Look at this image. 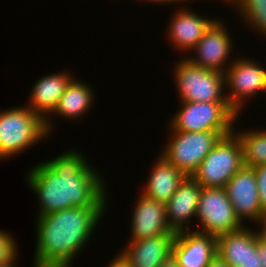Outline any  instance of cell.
<instances>
[{
  "label": "cell",
  "mask_w": 266,
  "mask_h": 267,
  "mask_svg": "<svg viewBox=\"0 0 266 267\" xmlns=\"http://www.w3.org/2000/svg\"><path fill=\"white\" fill-rule=\"evenodd\" d=\"M17 244L9 233L0 230V265L10 263L17 258Z\"/></svg>",
  "instance_id": "cell-23"
},
{
  "label": "cell",
  "mask_w": 266,
  "mask_h": 267,
  "mask_svg": "<svg viewBox=\"0 0 266 267\" xmlns=\"http://www.w3.org/2000/svg\"><path fill=\"white\" fill-rule=\"evenodd\" d=\"M106 208L72 207L38 216L34 265L72 267Z\"/></svg>",
  "instance_id": "cell-2"
},
{
  "label": "cell",
  "mask_w": 266,
  "mask_h": 267,
  "mask_svg": "<svg viewBox=\"0 0 266 267\" xmlns=\"http://www.w3.org/2000/svg\"><path fill=\"white\" fill-rule=\"evenodd\" d=\"M34 267H65V266H37V265H34Z\"/></svg>",
  "instance_id": "cell-32"
},
{
  "label": "cell",
  "mask_w": 266,
  "mask_h": 267,
  "mask_svg": "<svg viewBox=\"0 0 266 267\" xmlns=\"http://www.w3.org/2000/svg\"><path fill=\"white\" fill-rule=\"evenodd\" d=\"M231 5L249 26L266 36V0H235Z\"/></svg>",
  "instance_id": "cell-22"
},
{
  "label": "cell",
  "mask_w": 266,
  "mask_h": 267,
  "mask_svg": "<svg viewBox=\"0 0 266 267\" xmlns=\"http://www.w3.org/2000/svg\"><path fill=\"white\" fill-rule=\"evenodd\" d=\"M175 65L174 78L179 101L228 102L223 73L194 65L186 56Z\"/></svg>",
  "instance_id": "cell-6"
},
{
  "label": "cell",
  "mask_w": 266,
  "mask_h": 267,
  "mask_svg": "<svg viewBox=\"0 0 266 267\" xmlns=\"http://www.w3.org/2000/svg\"><path fill=\"white\" fill-rule=\"evenodd\" d=\"M196 217L200 228L195 231L214 237L244 226L236 217L224 187H202Z\"/></svg>",
  "instance_id": "cell-8"
},
{
  "label": "cell",
  "mask_w": 266,
  "mask_h": 267,
  "mask_svg": "<svg viewBox=\"0 0 266 267\" xmlns=\"http://www.w3.org/2000/svg\"><path fill=\"white\" fill-rule=\"evenodd\" d=\"M146 2H147V0H145ZM178 1L180 2L181 0H148V2H157V3H160V4H164V3H167V4H169V3H178Z\"/></svg>",
  "instance_id": "cell-30"
},
{
  "label": "cell",
  "mask_w": 266,
  "mask_h": 267,
  "mask_svg": "<svg viewBox=\"0 0 266 267\" xmlns=\"http://www.w3.org/2000/svg\"><path fill=\"white\" fill-rule=\"evenodd\" d=\"M257 254L259 256V266L266 267V245L258 240L257 237Z\"/></svg>",
  "instance_id": "cell-25"
},
{
  "label": "cell",
  "mask_w": 266,
  "mask_h": 267,
  "mask_svg": "<svg viewBox=\"0 0 266 267\" xmlns=\"http://www.w3.org/2000/svg\"><path fill=\"white\" fill-rule=\"evenodd\" d=\"M158 156L142 194L166 204L187 176L161 154Z\"/></svg>",
  "instance_id": "cell-19"
},
{
  "label": "cell",
  "mask_w": 266,
  "mask_h": 267,
  "mask_svg": "<svg viewBox=\"0 0 266 267\" xmlns=\"http://www.w3.org/2000/svg\"><path fill=\"white\" fill-rule=\"evenodd\" d=\"M243 166L242 144L233 132L218 141L191 177L201 187H225Z\"/></svg>",
  "instance_id": "cell-5"
},
{
  "label": "cell",
  "mask_w": 266,
  "mask_h": 267,
  "mask_svg": "<svg viewBox=\"0 0 266 267\" xmlns=\"http://www.w3.org/2000/svg\"><path fill=\"white\" fill-rule=\"evenodd\" d=\"M224 188L241 223L246 218L257 223L266 215L262 211L256 174L252 167L243 166Z\"/></svg>",
  "instance_id": "cell-10"
},
{
  "label": "cell",
  "mask_w": 266,
  "mask_h": 267,
  "mask_svg": "<svg viewBox=\"0 0 266 267\" xmlns=\"http://www.w3.org/2000/svg\"><path fill=\"white\" fill-rule=\"evenodd\" d=\"M93 93L88 84L74 78L67 85L53 113L69 119L83 117L94 104Z\"/></svg>",
  "instance_id": "cell-20"
},
{
  "label": "cell",
  "mask_w": 266,
  "mask_h": 267,
  "mask_svg": "<svg viewBox=\"0 0 266 267\" xmlns=\"http://www.w3.org/2000/svg\"><path fill=\"white\" fill-rule=\"evenodd\" d=\"M48 135L45 121L27 105L0 111V160L39 144Z\"/></svg>",
  "instance_id": "cell-3"
},
{
  "label": "cell",
  "mask_w": 266,
  "mask_h": 267,
  "mask_svg": "<svg viewBox=\"0 0 266 267\" xmlns=\"http://www.w3.org/2000/svg\"><path fill=\"white\" fill-rule=\"evenodd\" d=\"M138 199L133 210L130 241L133 242L158 235L177 234L169 226L165 204L144 194H141Z\"/></svg>",
  "instance_id": "cell-14"
},
{
  "label": "cell",
  "mask_w": 266,
  "mask_h": 267,
  "mask_svg": "<svg viewBox=\"0 0 266 267\" xmlns=\"http://www.w3.org/2000/svg\"><path fill=\"white\" fill-rule=\"evenodd\" d=\"M225 29L221 21L215 20L192 49L197 57L186 59L199 67L224 74L228 68L226 61L233 47L229 33Z\"/></svg>",
  "instance_id": "cell-11"
},
{
  "label": "cell",
  "mask_w": 266,
  "mask_h": 267,
  "mask_svg": "<svg viewBox=\"0 0 266 267\" xmlns=\"http://www.w3.org/2000/svg\"><path fill=\"white\" fill-rule=\"evenodd\" d=\"M62 153L28 171L27 182L40 204L38 216L72 207L107 206L105 181L99 171L79 151Z\"/></svg>",
  "instance_id": "cell-1"
},
{
  "label": "cell",
  "mask_w": 266,
  "mask_h": 267,
  "mask_svg": "<svg viewBox=\"0 0 266 267\" xmlns=\"http://www.w3.org/2000/svg\"><path fill=\"white\" fill-rule=\"evenodd\" d=\"M217 255L231 267H260L256 230L244 226L216 237Z\"/></svg>",
  "instance_id": "cell-12"
},
{
  "label": "cell",
  "mask_w": 266,
  "mask_h": 267,
  "mask_svg": "<svg viewBox=\"0 0 266 267\" xmlns=\"http://www.w3.org/2000/svg\"><path fill=\"white\" fill-rule=\"evenodd\" d=\"M227 1L228 3L232 4L235 0H224Z\"/></svg>",
  "instance_id": "cell-33"
},
{
  "label": "cell",
  "mask_w": 266,
  "mask_h": 267,
  "mask_svg": "<svg viewBox=\"0 0 266 267\" xmlns=\"http://www.w3.org/2000/svg\"><path fill=\"white\" fill-rule=\"evenodd\" d=\"M234 133L242 144L244 166L256 167L266 164V129Z\"/></svg>",
  "instance_id": "cell-21"
},
{
  "label": "cell",
  "mask_w": 266,
  "mask_h": 267,
  "mask_svg": "<svg viewBox=\"0 0 266 267\" xmlns=\"http://www.w3.org/2000/svg\"><path fill=\"white\" fill-rule=\"evenodd\" d=\"M207 267H231V266L216 254V256L211 260V262Z\"/></svg>",
  "instance_id": "cell-28"
},
{
  "label": "cell",
  "mask_w": 266,
  "mask_h": 267,
  "mask_svg": "<svg viewBox=\"0 0 266 267\" xmlns=\"http://www.w3.org/2000/svg\"><path fill=\"white\" fill-rule=\"evenodd\" d=\"M256 174L259 200L262 211L266 214V164L252 167Z\"/></svg>",
  "instance_id": "cell-24"
},
{
  "label": "cell",
  "mask_w": 266,
  "mask_h": 267,
  "mask_svg": "<svg viewBox=\"0 0 266 267\" xmlns=\"http://www.w3.org/2000/svg\"><path fill=\"white\" fill-rule=\"evenodd\" d=\"M201 191L202 187L187 176L165 204L167 221L175 233L191 230L192 226H187V221L192 217L196 218Z\"/></svg>",
  "instance_id": "cell-16"
},
{
  "label": "cell",
  "mask_w": 266,
  "mask_h": 267,
  "mask_svg": "<svg viewBox=\"0 0 266 267\" xmlns=\"http://www.w3.org/2000/svg\"><path fill=\"white\" fill-rule=\"evenodd\" d=\"M15 259L12 261V262H10V263H6V264H3V265H0V267H16V263H15ZM15 265V266H14Z\"/></svg>",
  "instance_id": "cell-31"
},
{
  "label": "cell",
  "mask_w": 266,
  "mask_h": 267,
  "mask_svg": "<svg viewBox=\"0 0 266 267\" xmlns=\"http://www.w3.org/2000/svg\"><path fill=\"white\" fill-rule=\"evenodd\" d=\"M216 254V237L191 230L176 234L172 256L179 267H207Z\"/></svg>",
  "instance_id": "cell-13"
},
{
  "label": "cell",
  "mask_w": 266,
  "mask_h": 267,
  "mask_svg": "<svg viewBox=\"0 0 266 267\" xmlns=\"http://www.w3.org/2000/svg\"><path fill=\"white\" fill-rule=\"evenodd\" d=\"M257 223L260 224L261 228L259 231L256 230L258 240L266 245V215L263 216Z\"/></svg>",
  "instance_id": "cell-26"
},
{
  "label": "cell",
  "mask_w": 266,
  "mask_h": 267,
  "mask_svg": "<svg viewBox=\"0 0 266 267\" xmlns=\"http://www.w3.org/2000/svg\"><path fill=\"white\" fill-rule=\"evenodd\" d=\"M180 102V110L169 123L172 130L217 131L223 136L234 132V122L239 115L228 102Z\"/></svg>",
  "instance_id": "cell-4"
},
{
  "label": "cell",
  "mask_w": 266,
  "mask_h": 267,
  "mask_svg": "<svg viewBox=\"0 0 266 267\" xmlns=\"http://www.w3.org/2000/svg\"><path fill=\"white\" fill-rule=\"evenodd\" d=\"M170 131L171 139L160 154L190 177L223 137L217 131L183 132L172 129Z\"/></svg>",
  "instance_id": "cell-7"
},
{
  "label": "cell",
  "mask_w": 266,
  "mask_h": 267,
  "mask_svg": "<svg viewBox=\"0 0 266 267\" xmlns=\"http://www.w3.org/2000/svg\"><path fill=\"white\" fill-rule=\"evenodd\" d=\"M176 234L158 235L137 241H128L120 253L130 267H159L172 255Z\"/></svg>",
  "instance_id": "cell-17"
},
{
  "label": "cell",
  "mask_w": 266,
  "mask_h": 267,
  "mask_svg": "<svg viewBox=\"0 0 266 267\" xmlns=\"http://www.w3.org/2000/svg\"><path fill=\"white\" fill-rule=\"evenodd\" d=\"M73 79L69 73H53L42 77L40 80L35 82L31 95L30 101L27 104L32 111L39 115L45 121V127L48 134L52 132V121L50 115L53 118V112L59 102V99L65 92L67 85ZM49 115V116H48ZM52 125V126H51Z\"/></svg>",
  "instance_id": "cell-15"
},
{
  "label": "cell",
  "mask_w": 266,
  "mask_h": 267,
  "mask_svg": "<svg viewBox=\"0 0 266 267\" xmlns=\"http://www.w3.org/2000/svg\"><path fill=\"white\" fill-rule=\"evenodd\" d=\"M106 267H130V265L129 262L122 256V254L119 253Z\"/></svg>",
  "instance_id": "cell-27"
},
{
  "label": "cell",
  "mask_w": 266,
  "mask_h": 267,
  "mask_svg": "<svg viewBox=\"0 0 266 267\" xmlns=\"http://www.w3.org/2000/svg\"><path fill=\"white\" fill-rule=\"evenodd\" d=\"M225 87L229 95V105L239 114L243 101L257 96L260 91L266 94V69L251 59L237 58L231 61L224 73ZM255 94V95H254Z\"/></svg>",
  "instance_id": "cell-9"
},
{
  "label": "cell",
  "mask_w": 266,
  "mask_h": 267,
  "mask_svg": "<svg viewBox=\"0 0 266 267\" xmlns=\"http://www.w3.org/2000/svg\"><path fill=\"white\" fill-rule=\"evenodd\" d=\"M192 10L184 7L175 12L168 25V35L174 48L181 51H191L202 38L206 30L215 20L202 18Z\"/></svg>",
  "instance_id": "cell-18"
},
{
  "label": "cell",
  "mask_w": 266,
  "mask_h": 267,
  "mask_svg": "<svg viewBox=\"0 0 266 267\" xmlns=\"http://www.w3.org/2000/svg\"><path fill=\"white\" fill-rule=\"evenodd\" d=\"M159 267H179V264L177 263V261L171 255L162 264H160Z\"/></svg>",
  "instance_id": "cell-29"
}]
</instances>
